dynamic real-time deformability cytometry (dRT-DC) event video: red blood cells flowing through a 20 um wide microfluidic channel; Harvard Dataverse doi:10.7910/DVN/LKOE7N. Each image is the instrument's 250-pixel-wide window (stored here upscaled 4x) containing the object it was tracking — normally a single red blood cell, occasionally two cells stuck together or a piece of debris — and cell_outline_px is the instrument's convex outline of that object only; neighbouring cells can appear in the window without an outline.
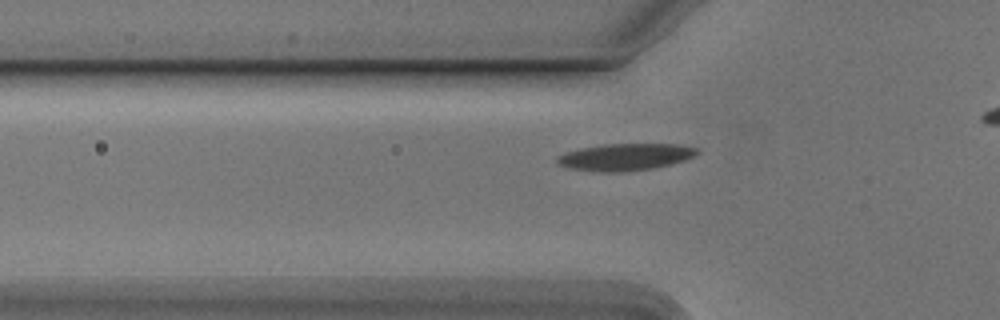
{"species": "Egyptian fruit bat (a non-hibernating species)", "species_latin": "Rousettus aegyptiacus", "temperature_condition": "cold", "stored_images_in_passage": 35, "camera_frame_rate_fps": 3000, "um_per_image_px": 0.085, "animal": {"sex": "male"}, "frame": {"image": 1, "passage_image": 6, "time_ms": 1.667, "image_size_px": [1000, 320], "cell_outline_px": [[700, 152], [684, 160], [652, 168], [624, 172], [600, 172], [568, 168], [556, 164], [556, 156], [564, 152], [580, 148], [604, 144], [680, 144], [696, 148]], "centroid_in_image_um": [53.07, 13.34], "position_along_channel_um": 72.7, "area_um2": 22.02}}
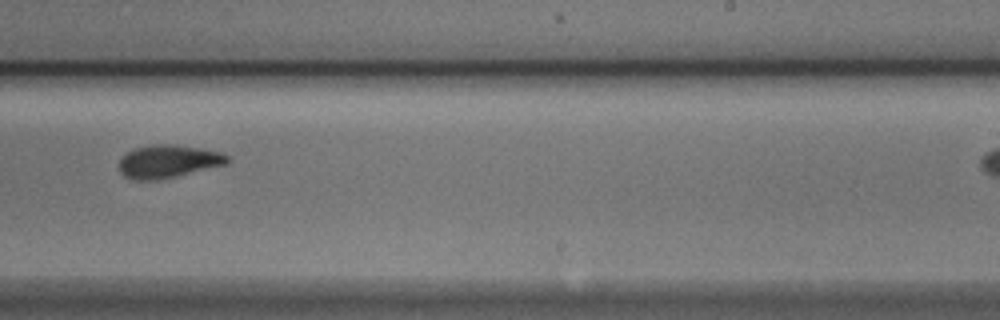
{"frame": {"image": 2, "passage_image": 22, "time_ms": 7.0, "image_size_px": [1000, 320], "cell_outline_px": [[228, 164], [176, 176], [156, 180], [132, 180], [124, 176], [120, 172], [120, 160], [128, 152], [136, 148], [152, 144], [176, 144], [224, 152], [228, 156]], "centroid_in_image_um": [14.33, 13.71], "position_along_channel_um": 274.7, "area_um2": 20.81}}
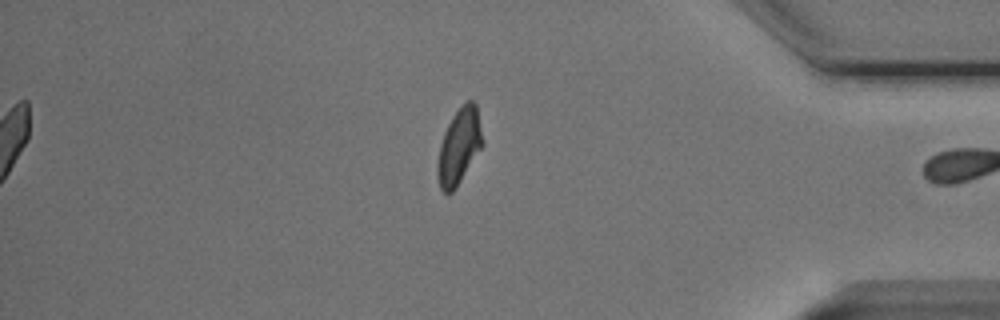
{"frame": {"image": 3, "passage_image": 34, "time_ms": 11.0, "image_size_px": [1000, 320], "cell_outline_px": [[484, 144], [456, 188], [452, 192], [444, 192], [440, 188], [436, 172], [436, 168], [440, 144], [444, 132], [452, 116], [468, 100], [472, 100], [476, 104]], "centroid_in_image_um": [39.02, 12.46], "position_along_channel_um": 396.2, "area_um2": 19.71}, "authors_computed_cell_mechanics": {"area_um2": 20.9814, "velocity_mm_per_s": 3.7878, "shape_relaxation_time_tau1_ms": 2.3876, "shape_relaxation_time_tau2_ms": 2.8239, "deformation_change_tau1": 0.148, "deformation_change_tau2": 0.0951}}